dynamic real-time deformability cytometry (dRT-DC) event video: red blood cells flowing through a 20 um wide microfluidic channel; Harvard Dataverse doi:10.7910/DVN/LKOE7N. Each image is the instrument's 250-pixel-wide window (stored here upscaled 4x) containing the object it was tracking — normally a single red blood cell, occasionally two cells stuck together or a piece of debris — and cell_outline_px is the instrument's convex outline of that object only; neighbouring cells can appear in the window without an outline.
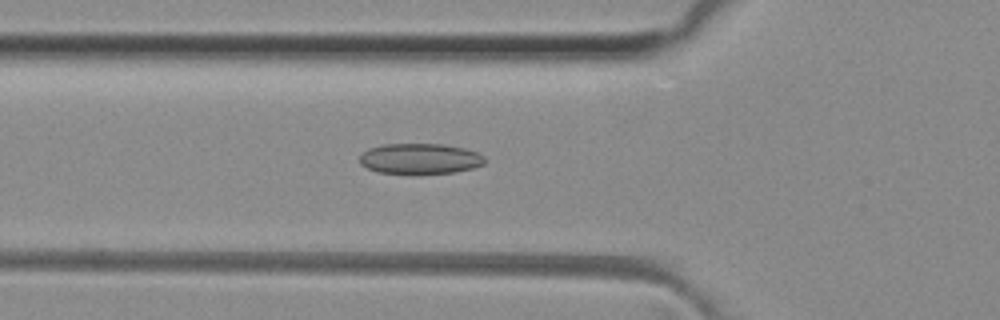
{"species": "common noctule bat (a hibernating species)", "species_latin": "Nyctalus noctula", "temperature_condition": "room temperature", "stored_images_in_passage": 48, "camera_frame_rate_fps": 3000, "um_per_image_px": 0.085, "animal": {"sex": "female", "body_mass_g": 29.2, "forearm_length_mm": 56.3}, "frame": {"image": 1, "passage_image": 16, "time_ms": 5.0, "image_size_px": [1000, 320], "cell_outline_px": [[484, 164], [472, 168], [456, 172], [376, 172], [360, 164], [360, 156], [368, 148], [384, 144], [444, 144], [464, 148], [476, 152], [484, 156]], "centroid_in_image_um": [35.7, 13.46], "position_along_channel_um": 90.1, "area_um2": 21.79}}
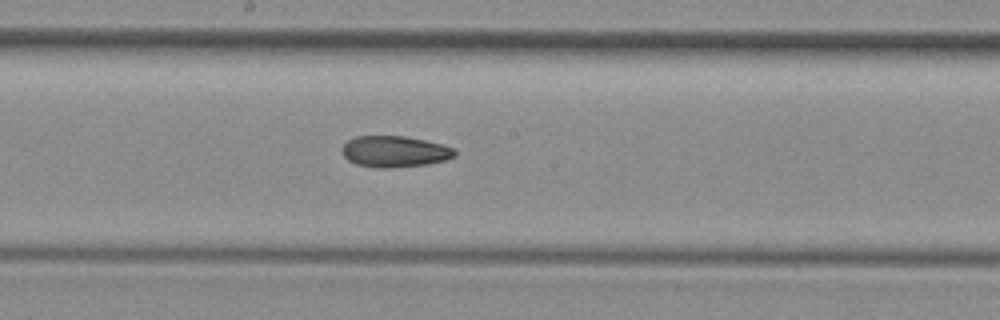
{"frame": {"image": 2, "passage_image": 25, "time_ms": 8.0, "image_size_px": [1000, 320], "cell_outline_px": [[456, 156], [444, 160], [424, 164], [392, 168], [376, 168], [356, 164], [348, 160], [340, 152], [340, 148], [348, 140], [356, 136], [404, 136], [424, 140], [440, 144], [452, 148], [456, 152]], "centroid_in_image_um": [33.48, 12.88], "position_along_channel_um": 214.7, "area_um2": 20.46}}
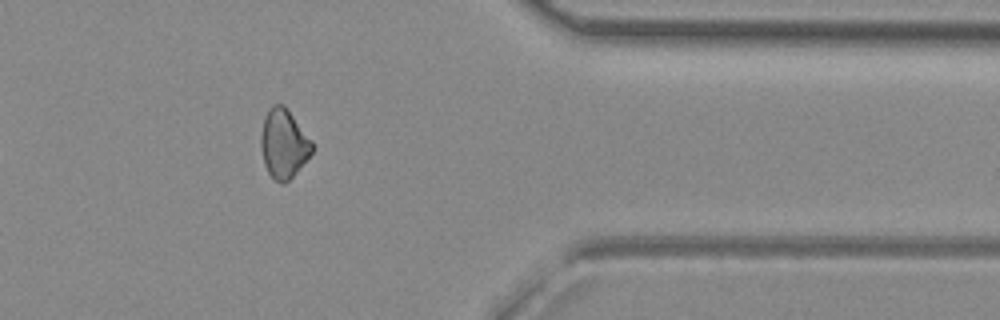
{"frame": {"image": 3, "passage_image": 39, "time_ms": 12.667, "image_size_px": [1000, 320], "cell_outline_px": [[312, 152], [292, 176], [284, 184], [280, 184], [268, 172], [264, 164], [260, 148], [260, 136], [264, 120], [268, 108], [272, 104], [284, 104], [288, 108], [312, 140]], "centroid_in_image_um": [24.09, 12.17], "position_along_channel_um": 387.3, "area_um2": 20.58}, "authors_computed_cell_mechanics": {"area_um2": 21.1548, "velocity_mm_per_s": 4.1278, "shape_relaxation_time_tau1_ms": null, "shape_relaxation_time_tau2_ms": 8.3858, "deformation_change_tau1": null, "deformation_change_tau2": 0.1518}}